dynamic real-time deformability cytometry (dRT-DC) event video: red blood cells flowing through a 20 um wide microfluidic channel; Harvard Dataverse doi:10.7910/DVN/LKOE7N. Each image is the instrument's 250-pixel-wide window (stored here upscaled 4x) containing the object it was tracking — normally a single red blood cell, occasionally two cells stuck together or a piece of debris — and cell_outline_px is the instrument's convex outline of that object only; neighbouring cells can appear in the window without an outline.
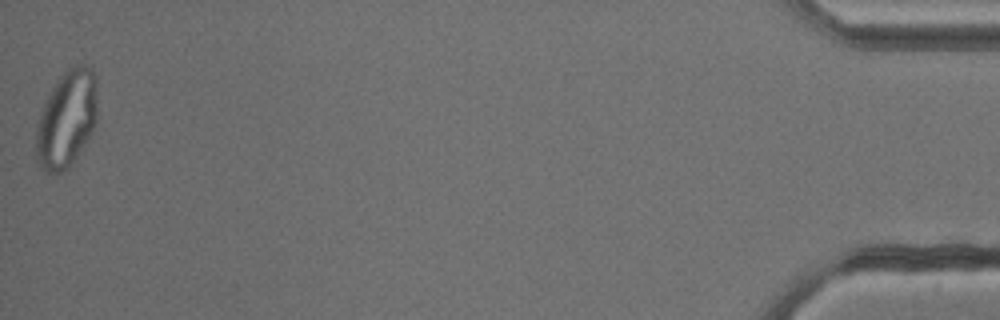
{"species": "common noctule bat (a hibernating species)", "species_latin": "Nyctalus noctula", "temperature_condition": "cold", "stored_images_in_passage": 53, "camera_frame_rate_fps": 3000, "um_per_image_px": 0.085, "animal": {"sex": "male", "body_mass_g": 13.3}, "frame": {"image": 1, "passage_image": 53, "time_ms": 17.333, "image_size_px": [1000, 320], "cell_outline_px": [[96, 120], [84, 148], [68, 168], [60, 172], [44, 172], [36, 160], [36, 128], [40, 112], [44, 100], [60, 76], [68, 68], [76, 64], [84, 64], [92, 68], [96, 76]], "centroid_in_image_um": [5.65, 10.11], "position_along_channel_um": 429.5, "area_um2": 34.91}, "authors_computed_cell_mechanics": {"area_um2": 29.4202, "velocity_mm_per_s": 3.8125, "shape_relaxation_time_tau1_ms": null, "shape_relaxation_time_tau2_ms": 0.8431, "deformation_change_tau1": null, "deformation_change_tau2": 0.0758}}